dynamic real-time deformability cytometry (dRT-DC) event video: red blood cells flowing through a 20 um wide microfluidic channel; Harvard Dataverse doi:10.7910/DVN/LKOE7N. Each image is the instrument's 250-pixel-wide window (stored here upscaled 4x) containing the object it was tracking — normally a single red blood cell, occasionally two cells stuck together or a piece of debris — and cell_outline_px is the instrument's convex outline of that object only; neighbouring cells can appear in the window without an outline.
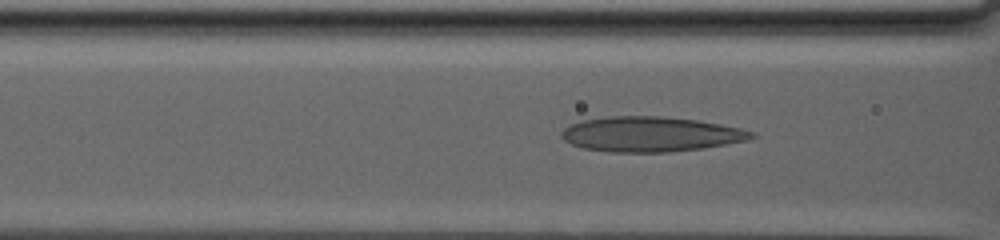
{"species": "human", "species_latin": "Homo sapiens", "temperature_condition": "warm", "stored_images_in_passage": 81, "camera_frame_rate_fps": 3000, "um_per_image_px": 0.085, "donor": {"sex": "male"}, "frame": {"image": 1, "passage_image": 37, "time_ms": 12.0, "image_size_px": [1000, 240], "cell_outline_px": [[756, 136], [748, 140], [704, 148], [668, 152], [608, 152], [584, 148], [572, 144], [564, 140], [560, 136], [560, 132], [568, 124], [584, 120], [608, 116], [660, 116], [696, 120], [720, 124], [740, 128], [756, 132]], "centroid_in_image_um": [55.29, 11.41], "position_along_channel_um": 111.3, "area_um2": 38.9}}
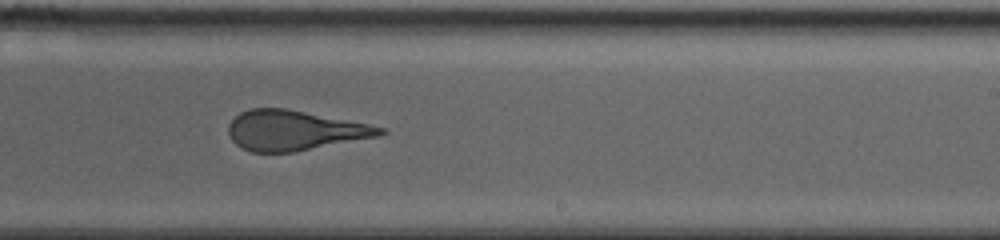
{"frame": {"image": 2, "passage_image": 54, "time_ms": 17.667, "image_size_px": [1000, 240], "cell_outline_px": [[388, 132], [376, 136], [292, 152], [252, 152], [236, 144], [232, 140], [228, 132], [228, 124], [240, 112], [252, 108], [288, 108], [388, 128]], "centroid_in_image_um": [25.01, 11.07], "position_along_channel_um": 264.0, "area_um2": 34.97}}
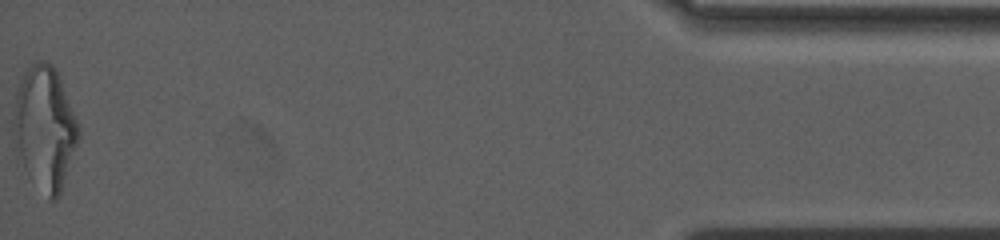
{"frame": {"image": 3, "passage_image": 81, "time_ms": 26.667, "image_size_px": [1000, 240], "cell_outline_px": [[80, 136], [60, 192], [56, 200], [52, 200], [16, 164], [12, 136], [12, 116], [16, 92], [20, 80], [24, 72], [36, 60], [44, 60], [52, 64], [60, 76], [80, 124]], "centroid_in_image_um": [3.76, 10.86], "position_along_channel_um": 431.4, "area_um2": 47.86}, "authors_computed_cell_mechanics": {"area_um2": 40.171, "velocity_mm_per_s": 2.6951, "shape_relaxation_time_tau1_ms": null, "shape_relaxation_time_tau2_ms": 1.7279, "deformation_change_tau1": null, "deformation_change_tau2": 0.1266}}